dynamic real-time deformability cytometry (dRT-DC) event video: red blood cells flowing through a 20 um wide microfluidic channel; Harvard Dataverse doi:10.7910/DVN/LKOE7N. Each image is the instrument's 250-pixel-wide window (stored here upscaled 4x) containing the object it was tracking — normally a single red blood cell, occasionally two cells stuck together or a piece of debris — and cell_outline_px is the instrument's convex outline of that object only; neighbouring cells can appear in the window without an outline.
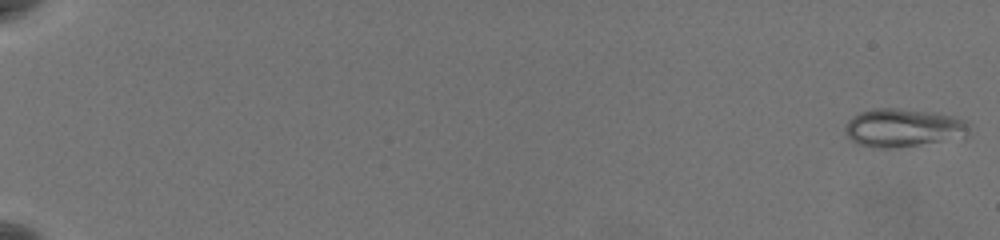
{"species": "common noctule bat (a hibernating species)", "species_latin": "Nyctalus noctula", "temperature_condition": "warm", "stored_images_in_passage": 49, "camera_frame_rate_fps": 3000, "um_per_image_px": 0.085, "animal": {"sex": "female", "body_mass_g": 19.5, "forearm_length_mm": 54.1}, "frame": {"image": 1, "passage_image": 1, "time_ms": 0.0, "image_size_px": [1000, 240], "cell_outline_px": [[968, 136], [964, 140], [892, 148], [872, 148], [860, 144], [852, 140], [844, 132], [844, 128], [848, 120], [852, 116], [860, 112], [872, 108], [900, 108], [936, 112], [956, 116], [968, 120]], "centroid_in_image_um": [76.87, 10.87], "position_along_channel_um": 8.1, "area_um2": 28.73}}
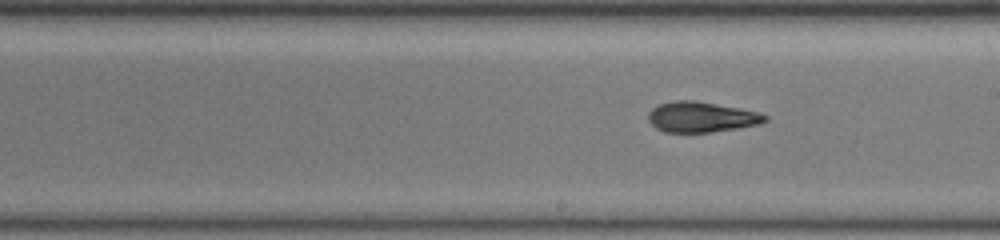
{"frame": {"image": 2, "passage_image": 33, "time_ms": 10.667, "image_size_px": [1000, 240], "cell_outline_px": [[768, 120], [760, 124], [736, 128], [708, 132], [664, 132], [656, 128], [648, 120], [648, 112], [652, 108], [660, 104], [676, 100], [696, 100], [756, 112], [768, 116]], "centroid_in_image_um": [59.58, 9.94], "position_along_channel_um": 229.4, "area_um2": 20.46}}
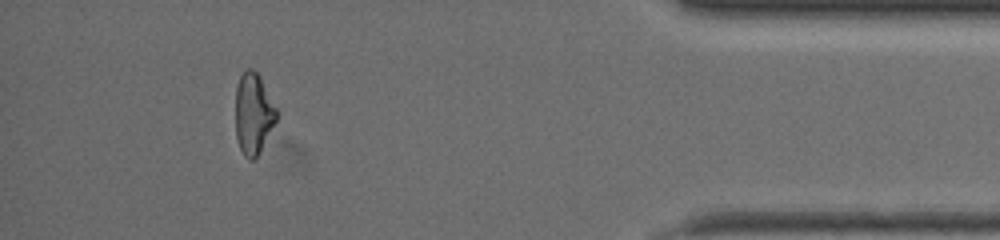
{"frame": {"image": 3, "passage_image": 45, "time_ms": 14.667, "image_size_px": [1000, 240], "cell_outline_px": [[280, 116], [260, 152], [252, 160], [248, 160], [244, 156], [240, 148], [236, 136], [236, 84], [240, 76], [248, 68], [252, 68], [260, 76], [280, 112]], "centroid_in_image_um": [21.58, 9.66], "position_along_channel_um": 413.6, "area_um2": 19.88}}